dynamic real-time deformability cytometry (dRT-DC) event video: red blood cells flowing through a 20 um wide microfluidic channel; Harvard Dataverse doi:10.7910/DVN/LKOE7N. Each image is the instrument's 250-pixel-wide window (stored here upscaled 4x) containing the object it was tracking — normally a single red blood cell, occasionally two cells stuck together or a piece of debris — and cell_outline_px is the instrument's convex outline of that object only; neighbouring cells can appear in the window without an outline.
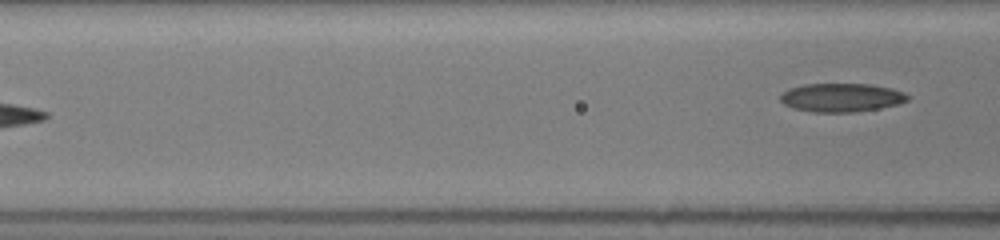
{"species": "common noctule bat (a hibernating species)", "species_latin": "Nyctalus noctula", "temperature_condition": "room temperature", "stored_images_in_passage": 14, "segment_of_instrument_passage": [2, 2], "camera_frame_rate_fps": 3000, "um_per_image_px": 0.085, "animal": {"sex": "female", "body_mass_g": 19.5, "forearm_length_mm": 54.1}, "frame": {"image": 1, "passage_image": 14, "time_ms": 7.667, "image_size_px": [1000, 240], "cell_outline_px": [[908, 100], [900, 104], [856, 112], [812, 112], [792, 108], [784, 104], [780, 100], [780, 96], [784, 92], [792, 88], [804, 84], [872, 84], [892, 88], [904, 92], [908, 96]], "centroid_in_image_um": [71.54, 8.29], "position_along_channel_um": 95.1, "area_um2": 21.21}}